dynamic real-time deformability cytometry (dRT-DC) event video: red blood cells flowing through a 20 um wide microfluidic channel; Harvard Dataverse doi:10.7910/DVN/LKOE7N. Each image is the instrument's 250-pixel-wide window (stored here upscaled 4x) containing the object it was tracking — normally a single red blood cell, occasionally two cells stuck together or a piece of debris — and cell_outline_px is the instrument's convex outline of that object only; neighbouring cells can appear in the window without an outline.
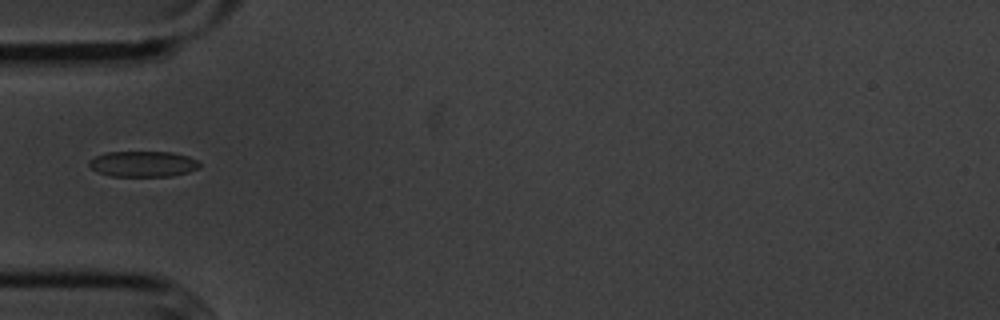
{"species": "common noctule bat (a hibernating species)", "species_latin": "Nyctalus noctula", "temperature_condition": "cold", "stored_images_in_passage": 5, "camera_frame_rate_fps": 3000, "um_per_image_px": 0.085, "animal": {"sex": "male", "body_mass_g": 20.1, "forearm_length_mm": 53.5}, "frame": {"image": 1, "passage_image": 1, "time_ms": 0.0, "image_size_px": [1000, 320], "cell_outline_px": [[200, 168], [188, 172], [172, 176], [108, 176], [96, 172], [88, 164], [88, 160], [96, 156], [108, 152], [172, 152], [188, 156], [196, 160], [200, 164]], "centroid_in_image_um": [12.14, 13.94], "position_along_channel_um": 72.9, "area_um2": 16.65}}